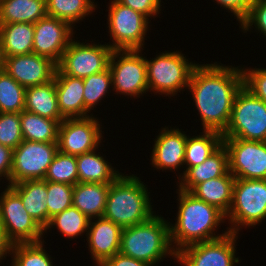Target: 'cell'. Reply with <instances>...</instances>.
Segmentation results:
<instances>
[{
    "label": "cell",
    "mask_w": 266,
    "mask_h": 266,
    "mask_svg": "<svg viewBox=\"0 0 266 266\" xmlns=\"http://www.w3.org/2000/svg\"><path fill=\"white\" fill-rule=\"evenodd\" d=\"M219 62L197 64L187 89L200 114L202 131L223 134L228 127L234 99L244 85L242 67Z\"/></svg>",
    "instance_id": "obj_1"
},
{
    "label": "cell",
    "mask_w": 266,
    "mask_h": 266,
    "mask_svg": "<svg viewBox=\"0 0 266 266\" xmlns=\"http://www.w3.org/2000/svg\"><path fill=\"white\" fill-rule=\"evenodd\" d=\"M178 211L175 223L170 225V239L176 252L191 244L219 239L230 231L222 234L217 230L225 223L226 215L217 207L196 198L189 191L177 189Z\"/></svg>",
    "instance_id": "obj_2"
},
{
    "label": "cell",
    "mask_w": 266,
    "mask_h": 266,
    "mask_svg": "<svg viewBox=\"0 0 266 266\" xmlns=\"http://www.w3.org/2000/svg\"><path fill=\"white\" fill-rule=\"evenodd\" d=\"M134 174L122 173L107 194L103 217L123 228H128L150 219L154 214L147 185Z\"/></svg>",
    "instance_id": "obj_3"
},
{
    "label": "cell",
    "mask_w": 266,
    "mask_h": 266,
    "mask_svg": "<svg viewBox=\"0 0 266 266\" xmlns=\"http://www.w3.org/2000/svg\"><path fill=\"white\" fill-rule=\"evenodd\" d=\"M169 223L162 215L154 214L145 222L123 228L120 253L152 266H158L166 257L177 260V252L170 239Z\"/></svg>",
    "instance_id": "obj_4"
},
{
    "label": "cell",
    "mask_w": 266,
    "mask_h": 266,
    "mask_svg": "<svg viewBox=\"0 0 266 266\" xmlns=\"http://www.w3.org/2000/svg\"><path fill=\"white\" fill-rule=\"evenodd\" d=\"M147 62L148 90L156 95L175 97L187 90L191 73L198 63H193L182 51H165Z\"/></svg>",
    "instance_id": "obj_5"
},
{
    "label": "cell",
    "mask_w": 266,
    "mask_h": 266,
    "mask_svg": "<svg viewBox=\"0 0 266 266\" xmlns=\"http://www.w3.org/2000/svg\"><path fill=\"white\" fill-rule=\"evenodd\" d=\"M266 219V179H235L232 203L226 215L232 233L258 226Z\"/></svg>",
    "instance_id": "obj_6"
},
{
    "label": "cell",
    "mask_w": 266,
    "mask_h": 266,
    "mask_svg": "<svg viewBox=\"0 0 266 266\" xmlns=\"http://www.w3.org/2000/svg\"><path fill=\"white\" fill-rule=\"evenodd\" d=\"M223 138L266 141V103L244 85L238 91Z\"/></svg>",
    "instance_id": "obj_7"
},
{
    "label": "cell",
    "mask_w": 266,
    "mask_h": 266,
    "mask_svg": "<svg viewBox=\"0 0 266 266\" xmlns=\"http://www.w3.org/2000/svg\"><path fill=\"white\" fill-rule=\"evenodd\" d=\"M107 8V32L112 39L107 44L113 50H143L151 20L116 0H110Z\"/></svg>",
    "instance_id": "obj_8"
},
{
    "label": "cell",
    "mask_w": 266,
    "mask_h": 266,
    "mask_svg": "<svg viewBox=\"0 0 266 266\" xmlns=\"http://www.w3.org/2000/svg\"><path fill=\"white\" fill-rule=\"evenodd\" d=\"M143 50H113L109 69L115 95L135 99L148 92L147 62ZM143 55V56H142Z\"/></svg>",
    "instance_id": "obj_9"
},
{
    "label": "cell",
    "mask_w": 266,
    "mask_h": 266,
    "mask_svg": "<svg viewBox=\"0 0 266 266\" xmlns=\"http://www.w3.org/2000/svg\"><path fill=\"white\" fill-rule=\"evenodd\" d=\"M87 43L73 39L63 52L60 62L57 64L55 75H69L84 79L92 74L106 70L113 49L106 44L98 42Z\"/></svg>",
    "instance_id": "obj_10"
},
{
    "label": "cell",
    "mask_w": 266,
    "mask_h": 266,
    "mask_svg": "<svg viewBox=\"0 0 266 266\" xmlns=\"http://www.w3.org/2000/svg\"><path fill=\"white\" fill-rule=\"evenodd\" d=\"M0 223L13 244L43 241L44 229L29 215L21 197L8 185L0 193Z\"/></svg>",
    "instance_id": "obj_11"
},
{
    "label": "cell",
    "mask_w": 266,
    "mask_h": 266,
    "mask_svg": "<svg viewBox=\"0 0 266 266\" xmlns=\"http://www.w3.org/2000/svg\"><path fill=\"white\" fill-rule=\"evenodd\" d=\"M57 152L58 143L23 140L13 150L10 185L44 179Z\"/></svg>",
    "instance_id": "obj_12"
},
{
    "label": "cell",
    "mask_w": 266,
    "mask_h": 266,
    "mask_svg": "<svg viewBox=\"0 0 266 266\" xmlns=\"http://www.w3.org/2000/svg\"><path fill=\"white\" fill-rule=\"evenodd\" d=\"M238 233L229 232L216 240L199 242L177 252L176 262L183 266H235L240 264L236 257Z\"/></svg>",
    "instance_id": "obj_13"
},
{
    "label": "cell",
    "mask_w": 266,
    "mask_h": 266,
    "mask_svg": "<svg viewBox=\"0 0 266 266\" xmlns=\"http://www.w3.org/2000/svg\"><path fill=\"white\" fill-rule=\"evenodd\" d=\"M101 124L95 115L86 118H65L59 126L58 150L78 156L98 149L104 137Z\"/></svg>",
    "instance_id": "obj_14"
},
{
    "label": "cell",
    "mask_w": 266,
    "mask_h": 266,
    "mask_svg": "<svg viewBox=\"0 0 266 266\" xmlns=\"http://www.w3.org/2000/svg\"><path fill=\"white\" fill-rule=\"evenodd\" d=\"M229 154V172L238 179H266V141L223 138Z\"/></svg>",
    "instance_id": "obj_15"
},
{
    "label": "cell",
    "mask_w": 266,
    "mask_h": 266,
    "mask_svg": "<svg viewBox=\"0 0 266 266\" xmlns=\"http://www.w3.org/2000/svg\"><path fill=\"white\" fill-rule=\"evenodd\" d=\"M74 32V28L66 21L49 16L39 19L34 23L33 53L58 64Z\"/></svg>",
    "instance_id": "obj_16"
},
{
    "label": "cell",
    "mask_w": 266,
    "mask_h": 266,
    "mask_svg": "<svg viewBox=\"0 0 266 266\" xmlns=\"http://www.w3.org/2000/svg\"><path fill=\"white\" fill-rule=\"evenodd\" d=\"M57 64L51 59L29 53L5 57L4 70L25 89L54 79Z\"/></svg>",
    "instance_id": "obj_17"
},
{
    "label": "cell",
    "mask_w": 266,
    "mask_h": 266,
    "mask_svg": "<svg viewBox=\"0 0 266 266\" xmlns=\"http://www.w3.org/2000/svg\"><path fill=\"white\" fill-rule=\"evenodd\" d=\"M187 134L179 128L164 127L154 141L151 153V165L156 170L179 171L184 169V156ZM182 166V167H181Z\"/></svg>",
    "instance_id": "obj_18"
},
{
    "label": "cell",
    "mask_w": 266,
    "mask_h": 266,
    "mask_svg": "<svg viewBox=\"0 0 266 266\" xmlns=\"http://www.w3.org/2000/svg\"><path fill=\"white\" fill-rule=\"evenodd\" d=\"M121 233L122 228L111 220L104 217L90 219L85 236L94 266L102 265L120 252Z\"/></svg>",
    "instance_id": "obj_19"
},
{
    "label": "cell",
    "mask_w": 266,
    "mask_h": 266,
    "mask_svg": "<svg viewBox=\"0 0 266 266\" xmlns=\"http://www.w3.org/2000/svg\"><path fill=\"white\" fill-rule=\"evenodd\" d=\"M54 79L58 108L64 118H86L93 115L84 106L83 79L69 75H54Z\"/></svg>",
    "instance_id": "obj_20"
},
{
    "label": "cell",
    "mask_w": 266,
    "mask_h": 266,
    "mask_svg": "<svg viewBox=\"0 0 266 266\" xmlns=\"http://www.w3.org/2000/svg\"><path fill=\"white\" fill-rule=\"evenodd\" d=\"M229 172V154L222 144L203 163L190 167L177 181L179 189L190 191L195 185ZM179 183V184H178Z\"/></svg>",
    "instance_id": "obj_21"
},
{
    "label": "cell",
    "mask_w": 266,
    "mask_h": 266,
    "mask_svg": "<svg viewBox=\"0 0 266 266\" xmlns=\"http://www.w3.org/2000/svg\"><path fill=\"white\" fill-rule=\"evenodd\" d=\"M9 186L21 197L29 215L44 229L48 224L47 181L25 180Z\"/></svg>",
    "instance_id": "obj_22"
},
{
    "label": "cell",
    "mask_w": 266,
    "mask_h": 266,
    "mask_svg": "<svg viewBox=\"0 0 266 266\" xmlns=\"http://www.w3.org/2000/svg\"><path fill=\"white\" fill-rule=\"evenodd\" d=\"M98 150L76 156L79 183L111 184L122 174Z\"/></svg>",
    "instance_id": "obj_23"
},
{
    "label": "cell",
    "mask_w": 266,
    "mask_h": 266,
    "mask_svg": "<svg viewBox=\"0 0 266 266\" xmlns=\"http://www.w3.org/2000/svg\"><path fill=\"white\" fill-rule=\"evenodd\" d=\"M235 177L228 172L224 176L195 185L189 192L196 198L217 207L225 215L229 212Z\"/></svg>",
    "instance_id": "obj_24"
},
{
    "label": "cell",
    "mask_w": 266,
    "mask_h": 266,
    "mask_svg": "<svg viewBox=\"0 0 266 266\" xmlns=\"http://www.w3.org/2000/svg\"><path fill=\"white\" fill-rule=\"evenodd\" d=\"M110 184L77 183L73 186V206L89 219L103 217Z\"/></svg>",
    "instance_id": "obj_25"
},
{
    "label": "cell",
    "mask_w": 266,
    "mask_h": 266,
    "mask_svg": "<svg viewBox=\"0 0 266 266\" xmlns=\"http://www.w3.org/2000/svg\"><path fill=\"white\" fill-rule=\"evenodd\" d=\"M24 110L61 123L65 118L58 108L55 79L42 85L26 88Z\"/></svg>",
    "instance_id": "obj_26"
},
{
    "label": "cell",
    "mask_w": 266,
    "mask_h": 266,
    "mask_svg": "<svg viewBox=\"0 0 266 266\" xmlns=\"http://www.w3.org/2000/svg\"><path fill=\"white\" fill-rule=\"evenodd\" d=\"M46 16V0H0V24H34Z\"/></svg>",
    "instance_id": "obj_27"
},
{
    "label": "cell",
    "mask_w": 266,
    "mask_h": 266,
    "mask_svg": "<svg viewBox=\"0 0 266 266\" xmlns=\"http://www.w3.org/2000/svg\"><path fill=\"white\" fill-rule=\"evenodd\" d=\"M0 38L5 57L33 52L34 24H0Z\"/></svg>",
    "instance_id": "obj_28"
},
{
    "label": "cell",
    "mask_w": 266,
    "mask_h": 266,
    "mask_svg": "<svg viewBox=\"0 0 266 266\" xmlns=\"http://www.w3.org/2000/svg\"><path fill=\"white\" fill-rule=\"evenodd\" d=\"M223 144L221 133L216 131H205L199 135L192 137L187 135L185 156H184V171L177 176L178 180L190 168L203 163L213 152H215Z\"/></svg>",
    "instance_id": "obj_29"
},
{
    "label": "cell",
    "mask_w": 266,
    "mask_h": 266,
    "mask_svg": "<svg viewBox=\"0 0 266 266\" xmlns=\"http://www.w3.org/2000/svg\"><path fill=\"white\" fill-rule=\"evenodd\" d=\"M23 140L58 143L60 122L23 110L20 112Z\"/></svg>",
    "instance_id": "obj_30"
},
{
    "label": "cell",
    "mask_w": 266,
    "mask_h": 266,
    "mask_svg": "<svg viewBox=\"0 0 266 266\" xmlns=\"http://www.w3.org/2000/svg\"><path fill=\"white\" fill-rule=\"evenodd\" d=\"M95 0H46L47 16L68 22L73 28L76 23L95 12Z\"/></svg>",
    "instance_id": "obj_31"
},
{
    "label": "cell",
    "mask_w": 266,
    "mask_h": 266,
    "mask_svg": "<svg viewBox=\"0 0 266 266\" xmlns=\"http://www.w3.org/2000/svg\"><path fill=\"white\" fill-rule=\"evenodd\" d=\"M89 222L90 219L72 205L49 220L44 228V237L47 230L50 232L53 228H57L65 239H76L78 236L87 234Z\"/></svg>",
    "instance_id": "obj_32"
},
{
    "label": "cell",
    "mask_w": 266,
    "mask_h": 266,
    "mask_svg": "<svg viewBox=\"0 0 266 266\" xmlns=\"http://www.w3.org/2000/svg\"><path fill=\"white\" fill-rule=\"evenodd\" d=\"M44 242L43 239L39 242L13 244L11 266H55L51 255L45 250Z\"/></svg>",
    "instance_id": "obj_33"
},
{
    "label": "cell",
    "mask_w": 266,
    "mask_h": 266,
    "mask_svg": "<svg viewBox=\"0 0 266 266\" xmlns=\"http://www.w3.org/2000/svg\"><path fill=\"white\" fill-rule=\"evenodd\" d=\"M26 89L5 70L0 72V113H20L25 109Z\"/></svg>",
    "instance_id": "obj_34"
},
{
    "label": "cell",
    "mask_w": 266,
    "mask_h": 266,
    "mask_svg": "<svg viewBox=\"0 0 266 266\" xmlns=\"http://www.w3.org/2000/svg\"><path fill=\"white\" fill-rule=\"evenodd\" d=\"M84 91V106L85 109L91 113V110H94V107L106 98L109 90L111 93L112 87V76L109 67L99 73L92 74L83 79ZM111 86V87H110Z\"/></svg>",
    "instance_id": "obj_35"
},
{
    "label": "cell",
    "mask_w": 266,
    "mask_h": 266,
    "mask_svg": "<svg viewBox=\"0 0 266 266\" xmlns=\"http://www.w3.org/2000/svg\"><path fill=\"white\" fill-rule=\"evenodd\" d=\"M46 181L75 185L78 183L76 156L62 153L58 150L49 165Z\"/></svg>",
    "instance_id": "obj_36"
},
{
    "label": "cell",
    "mask_w": 266,
    "mask_h": 266,
    "mask_svg": "<svg viewBox=\"0 0 266 266\" xmlns=\"http://www.w3.org/2000/svg\"><path fill=\"white\" fill-rule=\"evenodd\" d=\"M48 222L73 205V185L47 181Z\"/></svg>",
    "instance_id": "obj_37"
},
{
    "label": "cell",
    "mask_w": 266,
    "mask_h": 266,
    "mask_svg": "<svg viewBox=\"0 0 266 266\" xmlns=\"http://www.w3.org/2000/svg\"><path fill=\"white\" fill-rule=\"evenodd\" d=\"M22 141L20 113H0V144L14 150Z\"/></svg>",
    "instance_id": "obj_38"
},
{
    "label": "cell",
    "mask_w": 266,
    "mask_h": 266,
    "mask_svg": "<svg viewBox=\"0 0 266 266\" xmlns=\"http://www.w3.org/2000/svg\"><path fill=\"white\" fill-rule=\"evenodd\" d=\"M239 25L243 33L255 27V31L260 32L259 34L263 33V37L266 38V0H255L248 15Z\"/></svg>",
    "instance_id": "obj_39"
},
{
    "label": "cell",
    "mask_w": 266,
    "mask_h": 266,
    "mask_svg": "<svg viewBox=\"0 0 266 266\" xmlns=\"http://www.w3.org/2000/svg\"><path fill=\"white\" fill-rule=\"evenodd\" d=\"M243 65L244 86L266 103V68H251Z\"/></svg>",
    "instance_id": "obj_40"
},
{
    "label": "cell",
    "mask_w": 266,
    "mask_h": 266,
    "mask_svg": "<svg viewBox=\"0 0 266 266\" xmlns=\"http://www.w3.org/2000/svg\"><path fill=\"white\" fill-rule=\"evenodd\" d=\"M120 4L132 8L145 15L148 19L157 17L161 13V0H116ZM150 17V18H149Z\"/></svg>",
    "instance_id": "obj_41"
},
{
    "label": "cell",
    "mask_w": 266,
    "mask_h": 266,
    "mask_svg": "<svg viewBox=\"0 0 266 266\" xmlns=\"http://www.w3.org/2000/svg\"><path fill=\"white\" fill-rule=\"evenodd\" d=\"M220 7L225 8L226 12L233 13L240 24L248 15L251 5L255 0H215Z\"/></svg>",
    "instance_id": "obj_42"
},
{
    "label": "cell",
    "mask_w": 266,
    "mask_h": 266,
    "mask_svg": "<svg viewBox=\"0 0 266 266\" xmlns=\"http://www.w3.org/2000/svg\"><path fill=\"white\" fill-rule=\"evenodd\" d=\"M12 157L13 150L10 147L0 144V181L5 178L8 186L10 185L11 178Z\"/></svg>",
    "instance_id": "obj_43"
},
{
    "label": "cell",
    "mask_w": 266,
    "mask_h": 266,
    "mask_svg": "<svg viewBox=\"0 0 266 266\" xmlns=\"http://www.w3.org/2000/svg\"><path fill=\"white\" fill-rule=\"evenodd\" d=\"M100 266H152L144 261L116 253Z\"/></svg>",
    "instance_id": "obj_44"
},
{
    "label": "cell",
    "mask_w": 266,
    "mask_h": 266,
    "mask_svg": "<svg viewBox=\"0 0 266 266\" xmlns=\"http://www.w3.org/2000/svg\"><path fill=\"white\" fill-rule=\"evenodd\" d=\"M13 243L7 238L5 229L0 223V263L11 255ZM5 258V259H4Z\"/></svg>",
    "instance_id": "obj_45"
},
{
    "label": "cell",
    "mask_w": 266,
    "mask_h": 266,
    "mask_svg": "<svg viewBox=\"0 0 266 266\" xmlns=\"http://www.w3.org/2000/svg\"><path fill=\"white\" fill-rule=\"evenodd\" d=\"M4 67H5V56H4L2 41L0 38V72L4 71Z\"/></svg>",
    "instance_id": "obj_46"
}]
</instances>
